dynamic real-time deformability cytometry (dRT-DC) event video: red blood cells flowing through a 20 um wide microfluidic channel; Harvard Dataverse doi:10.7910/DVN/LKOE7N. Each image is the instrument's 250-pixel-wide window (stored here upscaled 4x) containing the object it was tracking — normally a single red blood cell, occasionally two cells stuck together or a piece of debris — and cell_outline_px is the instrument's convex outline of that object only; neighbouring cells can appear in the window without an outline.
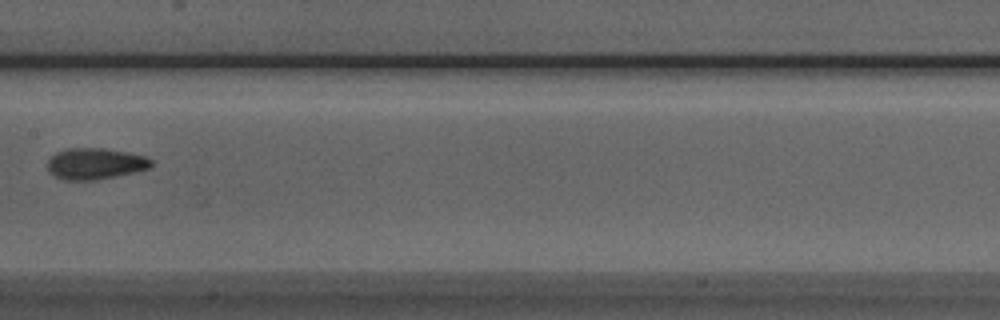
{"species": "Egyptian fruit bat (a non-hibernating species)", "species_latin": "Rousettus aegyptiacus", "temperature_condition": "room temperature", "stored_images_in_passage": 9, "camera_frame_rate_fps": 3000, "um_per_image_px": 0.085, "animal": {"sex": "male"}, "frame": {"image": 1, "passage_image": 7, "time_ms": 7.0, "image_size_px": [1000, 320], "cell_outline_px": [[152, 164], [148, 168], [132, 172], [92, 180], [64, 180], [48, 172], [48, 160], [56, 152], [68, 148], [104, 148], [144, 156], [152, 160]], "centroid_in_image_um": [8.04, 13.9], "position_along_channel_um": 199.4, "area_um2": 18.5}}
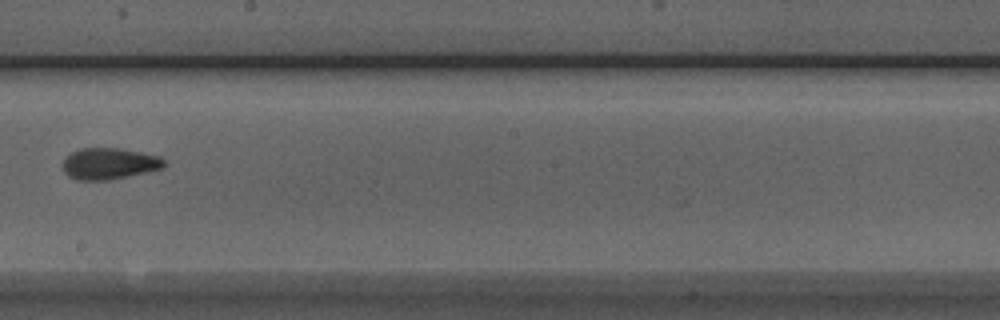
{"frame": {"image": 2, "passage_image": 8, "time_ms": 8.0, "image_size_px": [1000, 320], "cell_outline_px": [[164, 168], [128, 176], [108, 180], [76, 180], [68, 176], [64, 172], [64, 160], [72, 152], [80, 148], [120, 148], [160, 156], [164, 160]], "centroid_in_image_um": [9.29, 13.91], "position_along_channel_um": 238.9, "area_um2": 18.44}}
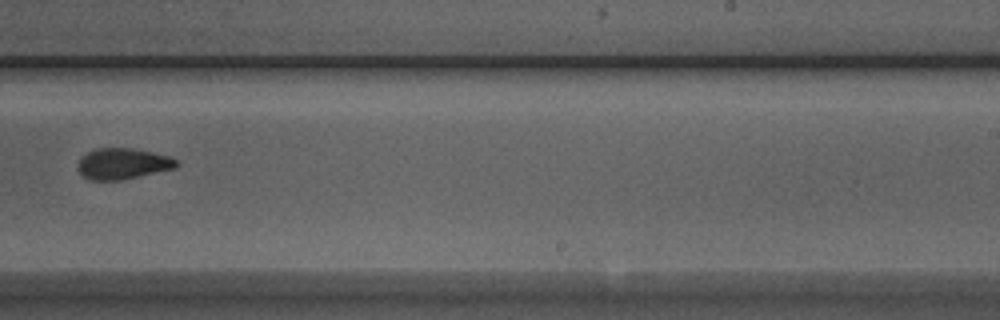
{"frame": {"image": 3, "passage_image": 9, "time_ms": 9.0, "image_size_px": [1000, 320], "cell_outline_px": [[180, 164], [176, 168], [124, 180], [88, 180], [76, 168], [80, 160], [88, 152], [96, 148], [132, 148], [168, 156], [176, 160]], "centroid_in_image_um": [10.44, 13.93], "position_along_channel_um": 278.6, "area_um2": 17.8}}